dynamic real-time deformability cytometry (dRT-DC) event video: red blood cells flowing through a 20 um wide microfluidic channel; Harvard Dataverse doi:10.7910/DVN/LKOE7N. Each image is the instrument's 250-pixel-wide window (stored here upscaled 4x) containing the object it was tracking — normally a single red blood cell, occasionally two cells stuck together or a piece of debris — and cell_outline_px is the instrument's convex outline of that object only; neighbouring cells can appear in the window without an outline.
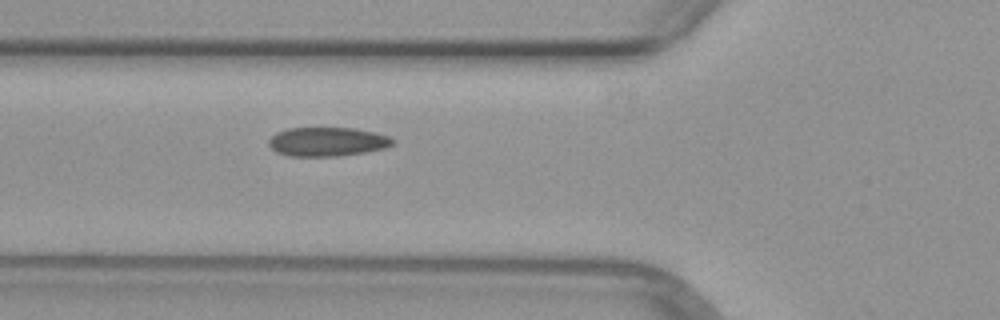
{"species": "common noctule bat (a hibernating species)", "species_latin": "Nyctalus noctula", "temperature_condition": "warm", "stored_images_in_passage": 2, "camera_frame_rate_fps": 3000, "um_per_image_px": 0.085, "animal": {"sex": "female", "body_mass_g": 29.2, "forearm_length_mm": 56.3}, "frame": {"image": 1, "passage_image": 2, "time_ms": 1.0, "image_size_px": [1000, 320], "cell_outline_px": [[396, 140], [392, 144], [384, 148], [364, 152], [336, 156], [288, 156], [276, 152], [268, 144], [268, 140], [276, 132], [288, 128], [352, 128], [376, 132], [388, 136]], "centroid_in_image_um": [27.8, 12.04], "position_along_channel_um": 98.0, "area_um2": 20.92}}